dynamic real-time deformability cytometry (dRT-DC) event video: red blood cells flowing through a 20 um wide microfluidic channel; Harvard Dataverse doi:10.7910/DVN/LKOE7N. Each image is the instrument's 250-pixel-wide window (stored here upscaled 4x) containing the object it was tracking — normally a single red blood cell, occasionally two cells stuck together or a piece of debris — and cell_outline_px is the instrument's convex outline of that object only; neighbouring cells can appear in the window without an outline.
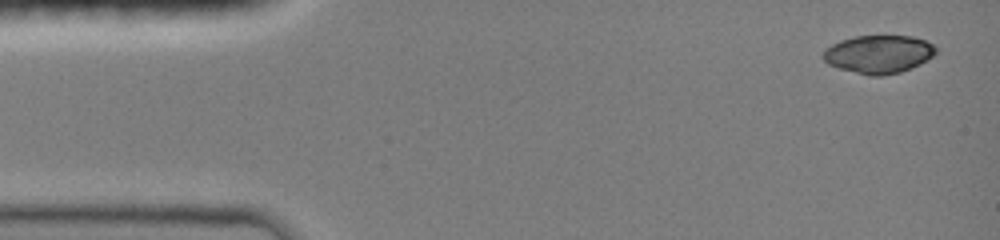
{"species": "common noctule bat (a hibernating species)", "species_latin": "Nyctalus noctula", "temperature_condition": "room temperature", "stored_images_in_passage": 21, "camera_frame_rate_fps": 3000, "um_per_image_px": 0.085, "animal": {"sex": "female", "body_mass_g": 19.0, "forearm_length_mm": 51.5}, "frame": {"image": 1, "passage_image": 1, "time_ms": 0.0, "image_size_px": [1000, 240], "cell_outline_px": [[936, 52], [932, 56], [920, 64], [912, 68], [900, 72], [880, 76], [868, 76], [840, 68], [828, 64], [820, 56], [832, 44], [840, 40], [856, 36], [912, 36], [924, 40], [932, 44], [936, 48]], "centroid_in_image_um": [74.67, 4.61], "position_along_channel_um": 10.3, "area_um2": 24.91}}
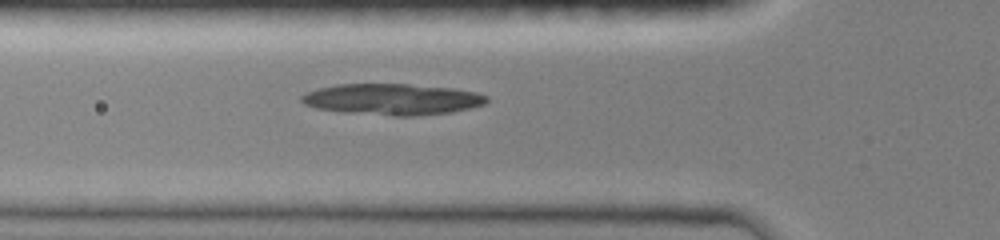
{"frame": {"image": 2, "passage_image": 15, "time_ms": 4.667, "image_size_px": [1000, 240], "cell_outline_px": [[488, 100], [484, 104], [452, 112], [416, 116], [392, 116], [344, 112], [316, 108], [304, 104], [300, 100], [300, 96], [308, 92], [320, 88], [336, 84], [408, 84], [452, 88], [476, 92], [488, 96]], "centroid_in_image_um": [33.34, 8.44], "position_along_channel_um": 92.5, "area_um2": 33.64}}
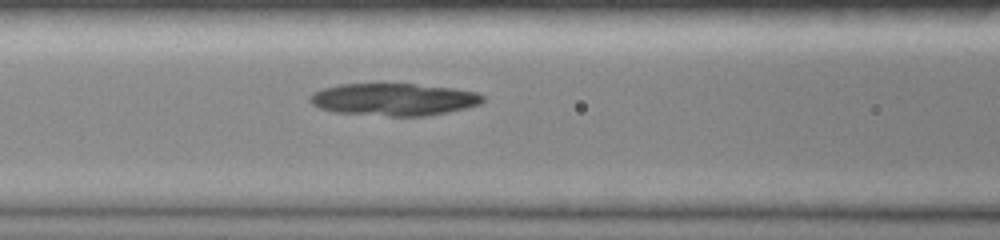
{"frame": {"image": 3, "passage_image": 18, "time_ms": 5.667, "image_size_px": [1000, 240], "cell_outline_px": [[484, 100], [480, 104], [468, 108], [432, 116], [388, 116], [332, 112], [320, 108], [312, 104], [308, 100], [308, 96], [312, 92], [324, 88], [340, 84], [416, 84], [452, 88], [476, 92], [484, 96]], "centroid_in_image_um": [33.47, 8.46], "position_along_channel_um": 133.1, "area_um2": 32.89}}